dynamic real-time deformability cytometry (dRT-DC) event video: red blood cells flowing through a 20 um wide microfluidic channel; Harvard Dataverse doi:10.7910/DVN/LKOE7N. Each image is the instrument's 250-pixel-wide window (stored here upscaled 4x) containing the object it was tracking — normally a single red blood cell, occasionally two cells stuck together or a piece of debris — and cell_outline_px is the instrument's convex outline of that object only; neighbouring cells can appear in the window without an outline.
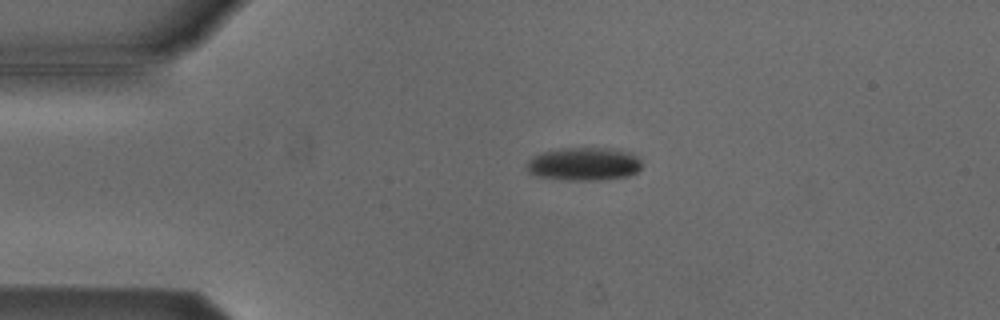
{"species": "Egyptian fruit bat (a non-hibernating species)", "species_latin": "Rousettus aegyptiacus", "temperature_condition": "cold", "stored_images_in_passage": 43, "camera_frame_rate_fps": 3000, "um_per_image_px": 0.085, "animal": {"sex": "male"}, "frame": {"image": 1, "passage_image": 1, "time_ms": 0.0, "image_size_px": [1000, 320], "cell_outline_px": [[640, 168], [636, 172], [628, 176], [588, 180], [568, 180], [540, 176], [528, 172], [524, 168], [528, 160], [532, 156], [540, 152], [560, 148], [620, 148], [636, 156], [640, 160]], "centroid_in_image_um": [49.59, 13.91], "position_along_channel_um": 35.4, "area_um2": 22.25}}
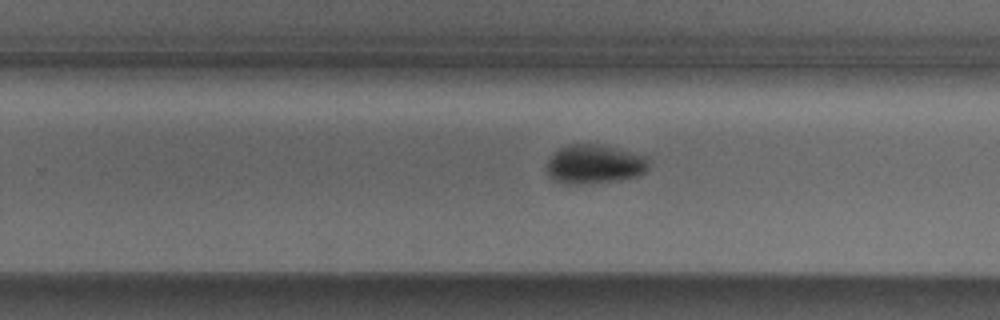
{"frame": {"image": 2, "passage_image": 23, "time_ms": 7.333, "image_size_px": [1000, 320], "cell_outline_px": [[648, 168], [644, 172], [636, 176], [612, 180], [576, 184], [564, 184], [548, 176], [544, 168], [548, 160], [560, 148], [568, 144], [604, 144], [644, 156], [648, 164]], "centroid_in_image_um": [50.46, 13.94], "position_along_channel_um": 279.3, "area_um2": 22.95}}
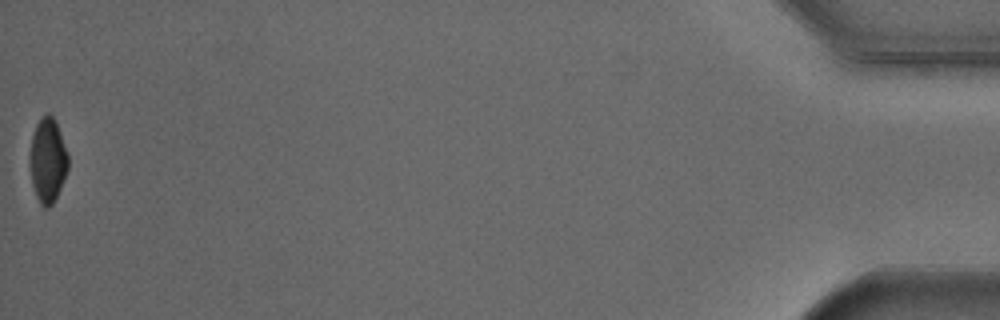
{"frame": {"image": 3, "passage_image": 43, "time_ms": 14.0, "image_size_px": [1000, 320], "cell_outline_px": [[68, 168], [60, 188], [52, 204], [48, 208], [44, 208], [40, 204], [36, 196], [32, 184], [28, 164], [32, 136], [36, 124], [48, 112], [56, 120], [68, 152]], "centroid_in_image_um": [4.04, 13.62], "position_along_channel_um": 431.2, "area_um2": 19.02}, "authors_computed_cell_mechanics": {"area_um2": 22.7732, "velocity_mm_per_s": 3.8355, "shape_relaxation_time_tau1_ms": 2.5432, "shape_relaxation_time_tau2_ms": null, "deformation_change_tau1": 0.1255, "deformation_change_tau2": null}}